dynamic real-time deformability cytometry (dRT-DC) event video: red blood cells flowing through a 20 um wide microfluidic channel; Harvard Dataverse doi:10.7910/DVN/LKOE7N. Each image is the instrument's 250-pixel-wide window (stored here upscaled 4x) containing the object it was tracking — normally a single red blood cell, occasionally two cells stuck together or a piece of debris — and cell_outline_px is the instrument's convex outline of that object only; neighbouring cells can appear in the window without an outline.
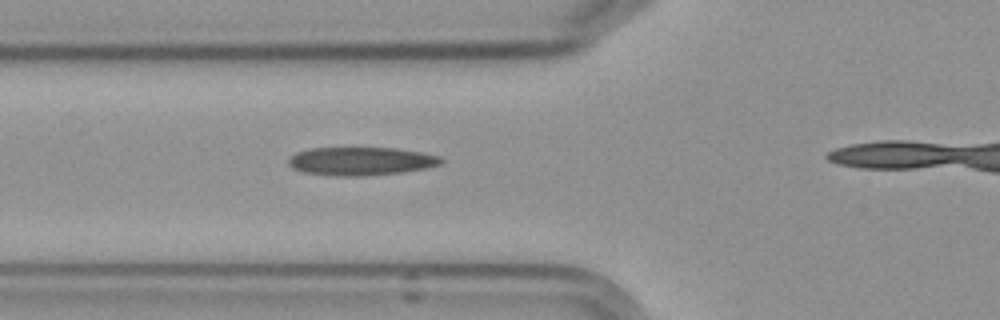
{"species": "Egyptian fruit bat (a non-hibernating species)", "species_latin": "Rousettus aegyptiacus", "temperature_condition": "cold", "stored_images_in_passage": 5, "camera_frame_rate_fps": 3000, "um_per_image_px": 0.085, "frame": {"image": 1, "passage_image": 4, "time_ms": 4.333, "image_size_px": [1000, 320], "cell_outline_px": [[444, 160], [440, 164], [424, 168], [404, 172], [364, 176], [336, 176], [304, 172], [292, 168], [288, 164], [288, 156], [296, 152], [308, 148], [396, 148], [420, 152], [440, 156]], "centroid_in_image_um": [30.64, 13.7], "position_along_channel_um": 95.2, "area_um2": 25.26}}